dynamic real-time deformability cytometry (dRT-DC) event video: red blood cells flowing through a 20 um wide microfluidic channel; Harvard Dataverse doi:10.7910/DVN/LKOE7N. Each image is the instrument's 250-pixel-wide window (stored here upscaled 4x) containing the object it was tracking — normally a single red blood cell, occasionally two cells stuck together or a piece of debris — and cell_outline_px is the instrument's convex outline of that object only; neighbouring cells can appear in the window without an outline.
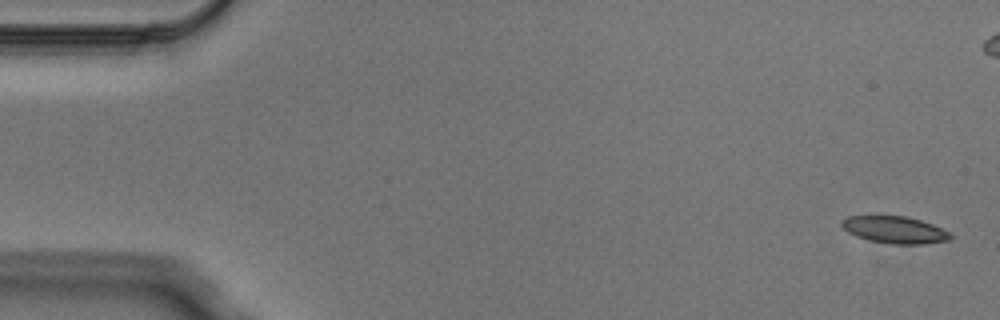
{"species": "Egyptian fruit bat (a non-hibernating species)", "species_latin": "Rousettus aegyptiacus", "temperature_condition": "cold", "stored_images_in_passage": 9, "segment_of_instrument_passage": [1, 2], "camera_frame_rate_fps": 3000, "um_per_image_px": 0.085, "animal": {"sex": "male"}, "frame": {"image": 1, "passage_image": 1, "time_ms": 0.0, "image_size_px": [1000, 320], "cell_outline_px": [[952, 236], [948, 240], [924, 244], [892, 244], [868, 240], [856, 236], [848, 232], [840, 224], [840, 220], [848, 216], [876, 212], [904, 216], [920, 220], [932, 224], [948, 232]], "centroid_in_image_um": [75.94, 19.47], "position_along_channel_um": 9.1, "area_um2": 17.8}}
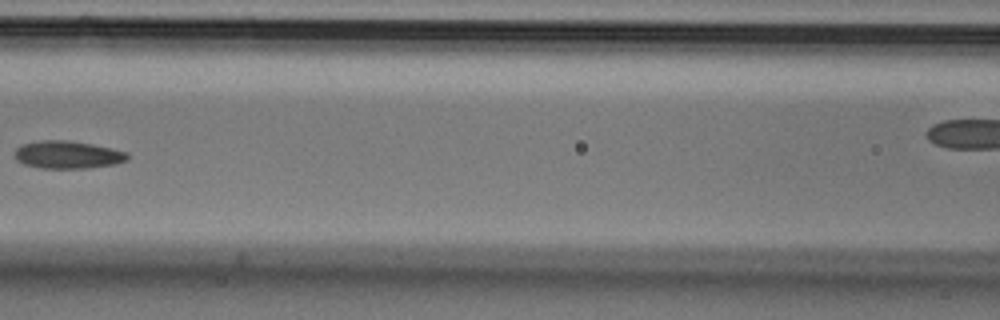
{"frame": {"image": 2, "passage_image": 7, "time_ms": 2.0, "image_size_px": [1000, 320], "cell_outline_px": [[128, 160], [116, 164], [88, 168], [40, 168], [24, 164], [16, 160], [16, 148], [20, 144], [40, 140], [68, 140], [92, 144], [112, 148], [128, 152]], "centroid_in_image_um": [5.76, 13.15], "position_along_channel_um": 160.8, "area_um2": 18.32}}
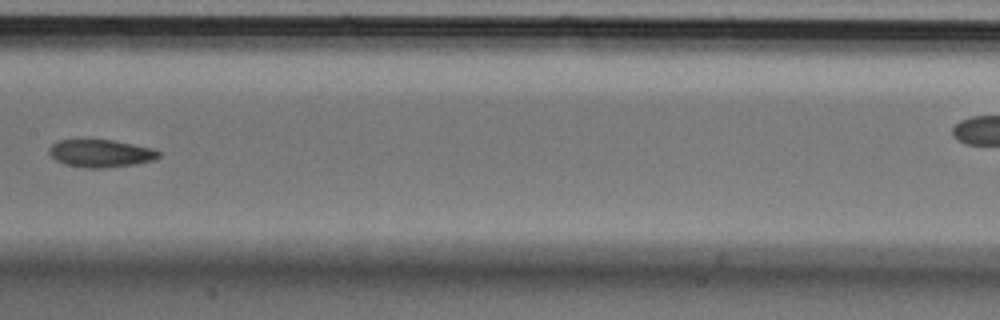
{"frame": {"image": 3, "passage_image": 8, "time_ms": 2.333, "image_size_px": [1000, 320], "cell_outline_px": [[160, 156], [156, 160], [136, 164], [108, 168], [84, 168], [64, 164], [56, 160], [48, 152], [48, 148], [56, 140], [84, 136], [112, 140], [152, 148], [160, 152]], "centroid_in_image_um": [8.5, 12.99], "position_along_channel_um": 198.9, "area_um2": 18.61}}